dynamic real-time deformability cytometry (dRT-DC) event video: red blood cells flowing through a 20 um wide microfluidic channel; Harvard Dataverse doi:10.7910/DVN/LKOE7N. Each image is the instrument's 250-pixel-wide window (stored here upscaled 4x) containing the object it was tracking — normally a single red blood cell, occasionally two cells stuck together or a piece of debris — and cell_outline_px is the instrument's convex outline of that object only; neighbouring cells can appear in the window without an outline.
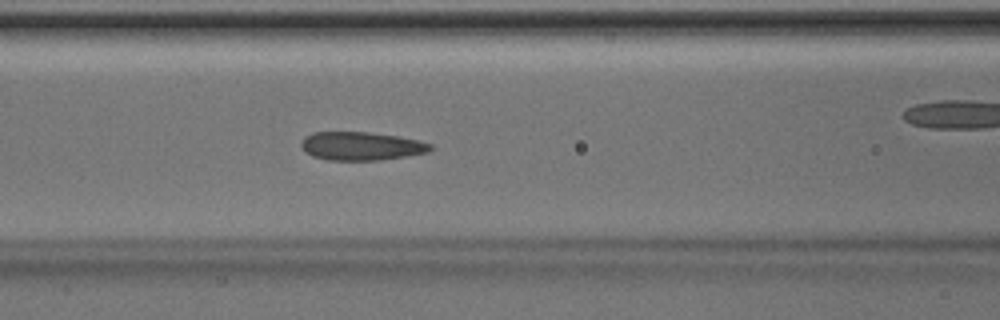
{"species": "Egyptian fruit bat (a non-hibernating species)", "species_latin": "Rousettus aegyptiacus", "temperature_condition": "room temperature", "stored_images_in_passage": 49, "camera_frame_rate_fps": 3000, "um_per_image_px": 0.085, "animal": {"sex": "male"}, "frame": {"image": 1, "passage_image": 20, "time_ms": 6.333, "image_size_px": [1000, 320], "cell_outline_px": [[432, 148], [428, 152], [408, 156], [380, 160], [328, 160], [312, 156], [304, 152], [300, 144], [304, 136], [312, 132], [368, 132], [396, 136], [420, 140], [432, 144]], "centroid_in_image_um": [30.68, 12.42], "position_along_channel_um": 135.9, "area_um2": 21.56}}
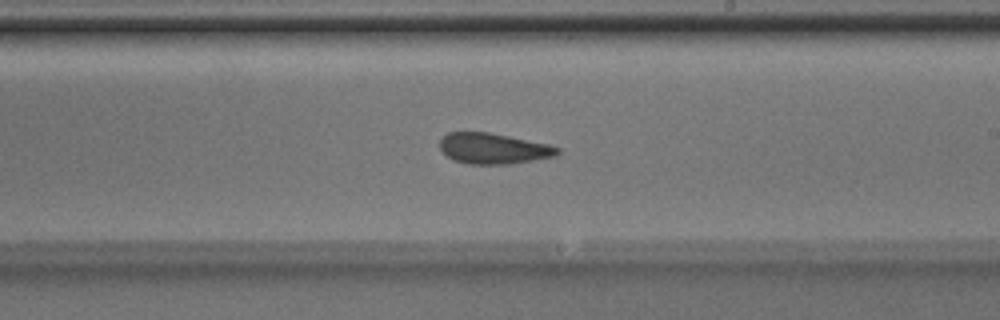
{"frame": {"image": 2, "passage_image": 28, "time_ms": 9.0, "image_size_px": [1000, 320], "cell_outline_px": [[560, 152], [556, 156], [508, 164], [468, 164], [452, 160], [440, 148], [440, 140], [448, 132], [488, 132], [548, 144], [560, 148]], "centroid_in_image_um": [41.93, 12.63], "position_along_channel_um": 247.1, "area_um2": 20.92}}
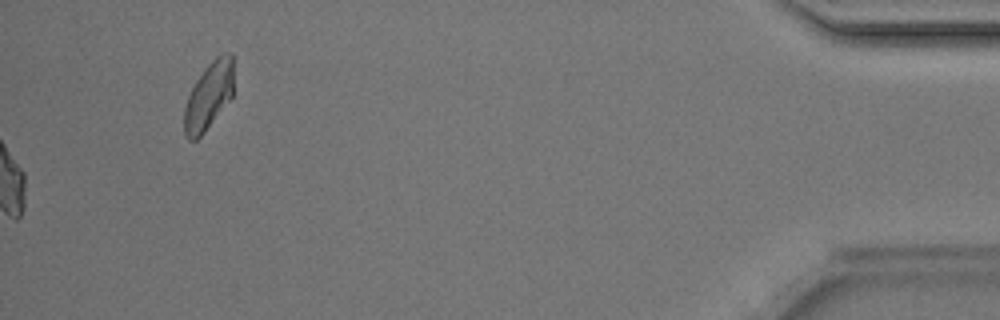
{"frame": {"image": 3, "passage_image": 49, "time_ms": 16.0, "image_size_px": [1000, 320], "cell_outline_px": [[232, 96], [204, 132], [196, 140], [188, 140], [184, 132], [184, 108], [188, 96], [196, 80], [204, 68], [216, 56], [224, 52], [232, 52]], "centroid_in_image_um": [17.72, 8.13], "position_along_channel_um": 417.5, "area_um2": 19.13}, "authors_computed_cell_mechanics": {"area_um2": 21.5594, "velocity_mm_per_s": 4.1846, "shape_relaxation_time_tau1_ms": 10.6202, "shape_relaxation_time_tau2_ms": 3.4057, "deformation_change_tau1": 0.1912, "deformation_change_tau2": 0.0897}}